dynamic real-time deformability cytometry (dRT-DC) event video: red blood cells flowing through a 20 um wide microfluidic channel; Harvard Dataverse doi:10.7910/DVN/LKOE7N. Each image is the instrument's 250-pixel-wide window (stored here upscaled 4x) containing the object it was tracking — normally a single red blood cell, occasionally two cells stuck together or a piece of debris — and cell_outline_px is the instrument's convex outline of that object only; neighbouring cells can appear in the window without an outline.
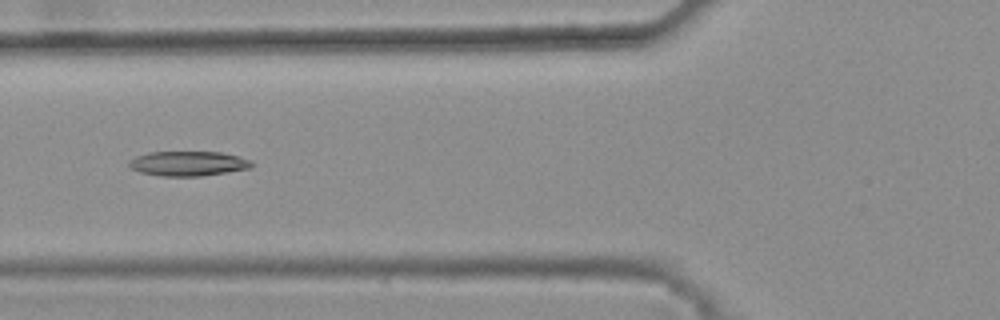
{"species": "common noctule bat (a hibernating species)", "species_latin": "Nyctalus noctula", "temperature_condition": "warm", "stored_images_in_passage": 46, "camera_frame_rate_fps": 3000, "um_per_image_px": 0.085, "animal": {"sex": "female", "body_mass_g": 25.1}, "frame": {"image": 1, "passage_image": 20, "time_ms": 6.333, "image_size_px": [1000, 320], "cell_outline_px": [[252, 168], [200, 176], [160, 176], [140, 172], [132, 168], [128, 164], [136, 156], [148, 152], [220, 152], [240, 156], [252, 160]], "centroid_in_image_um": [16.03, 13.9], "position_along_channel_um": 109.8, "area_um2": 17.63}}
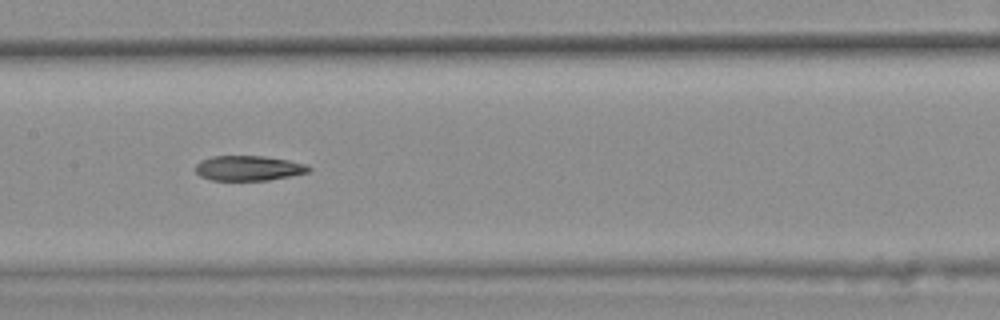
{"frame": {"image": 2, "passage_image": 26, "time_ms": 8.333, "image_size_px": [1000, 320], "cell_outline_px": [[312, 168], [308, 172], [268, 180], [212, 180], [200, 176], [196, 172], [196, 164], [200, 160], [212, 156], [264, 156], [288, 160], [308, 164]], "centroid_in_image_um": [21.12, 14.28], "position_along_channel_um": 186.3, "area_um2": 16.47}}
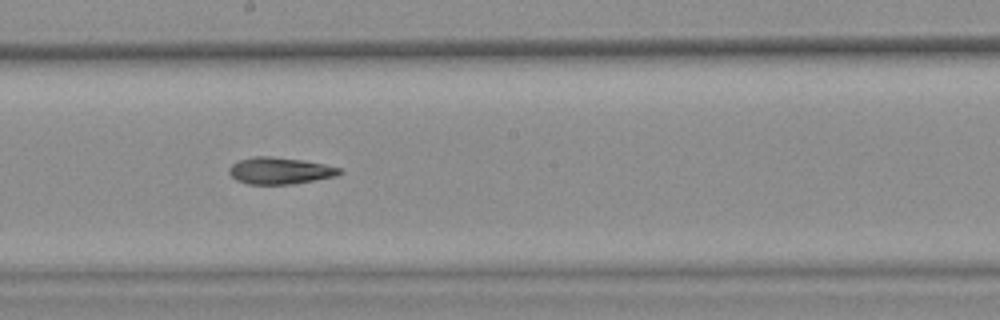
{"frame": {"image": 3, "passage_image": 29, "time_ms": 9.333, "image_size_px": [1000, 320], "cell_outline_px": [[344, 172], [336, 176], [292, 184], [248, 184], [236, 180], [228, 172], [228, 168], [232, 164], [240, 160], [252, 156], [272, 156], [304, 160], [324, 164], [340, 168]], "centroid_in_image_um": [23.78, 14.5], "position_along_channel_um": 224.4, "area_um2": 17.28}, "authors_computed_cell_mechanics": {"area_um2": 17.5712, "velocity_mm_per_s": 3.8248, "shape_relaxation_time_tau1_ms": null, "shape_relaxation_time_tau2_ms": 9.9283, "deformation_change_tau1": null, "deformation_change_tau2": 0.2167}}